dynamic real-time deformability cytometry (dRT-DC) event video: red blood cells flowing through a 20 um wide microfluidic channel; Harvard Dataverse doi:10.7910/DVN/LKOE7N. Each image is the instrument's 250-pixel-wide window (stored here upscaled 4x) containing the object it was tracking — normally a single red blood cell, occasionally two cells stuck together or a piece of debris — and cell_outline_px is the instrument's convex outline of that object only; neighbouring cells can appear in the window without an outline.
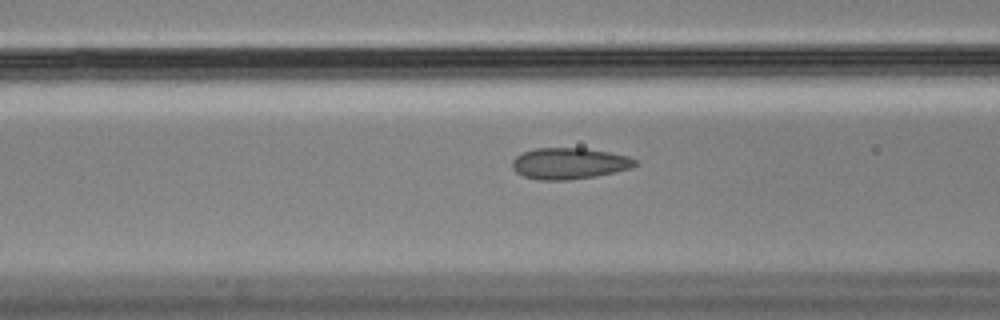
{"species": "Egyptian fruit bat (a non-hibernating species)", "species_latin": "Rousettus aegyptiacus", "temperature_condition": "cold", "stored_images_in_passage": 41, "camera_frame_rate_fps": 3000, "um_per_image_px": 0.085, "animal": {"sex": "male"}, "frame": {"image": 1, "passage_image": 16, "time_ms": 5.0, "image_size_px": [1000, 320], "cell_outline_px": [[640, 164], [632, 168], [596, 176], [568, 180], [540, 180], [524, 176], [516, 172], [512, 168], [512, 160], [516, 156], [532, 148], [584, 148], [608, 152], [628, 156], [636, 160]], "centroid_in_image_um": [48.39, 13.89], "position_along_channel_um": 118.2, "area_um2": 22.48}}
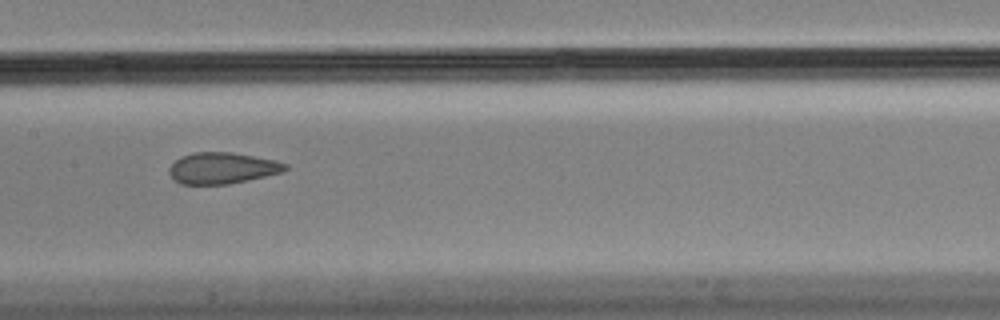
{"frame": {"image": 2, "passage_image": 22, "time_ms": 7.0, "image_size_px": [1000, 320], "cell_outline_px": [[288, 168], [284, 172], [248, 180], [228, 184], [180, 184], [168, 172], [168, 168], [180, 156], [192, 152], [232, 152], [276, 160], [288, 164]], "centroid_in_image_um": [18.91, 14.28], "position_along_channel_um": 188.5, "area_um2": 21.27}}
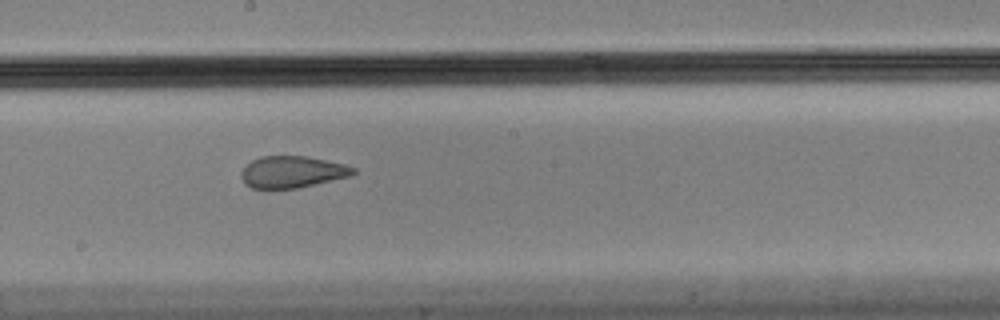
{"frame": {"image": 3, "passage_image": 25, "time_ms": 8.0, "image_size_px": [1000, 320], "cell_outline_px": [[356, 172], [352, 176], [296, 188], [252, 188], [244, 184], [240, 176], [240, 172], [252, 160], [260, 156], [308, 156], [344, 164], [356, 168]], "centroid_in_image_um": [24.84, 14.61], "position_along_channel_um": 223.4, "area_um2": 20.75}}